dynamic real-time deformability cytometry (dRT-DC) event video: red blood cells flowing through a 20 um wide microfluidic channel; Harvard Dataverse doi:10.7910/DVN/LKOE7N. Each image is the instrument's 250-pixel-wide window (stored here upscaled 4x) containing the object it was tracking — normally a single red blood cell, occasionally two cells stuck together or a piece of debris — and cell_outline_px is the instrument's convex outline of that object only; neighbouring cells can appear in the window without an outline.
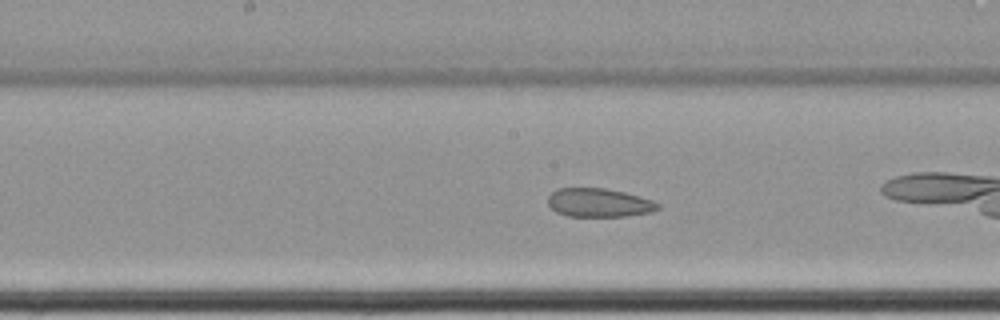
{"species": "common noctule bat (a hibernating species)", "species_latin": "Nyctalus noctula", "temperature_condition": "cold", "stored_images_in_passage": 29, "camera_frame_rate_fps": 3000, "um_per_image_px": 0.085, "animal": {"sex": "female", "body_mass_g": 22.7, "forearm_length_mm": 54.2}, "frame": {"image": 1, "passage_image": 13, "time_ms": 4.0, "image_size_px": [1000, 320], "cell_outline_px": [[660, 208], [652, 212], [624, 216], [568, 216], [556, 212], [548, 204], [548, 196], [556, 188], [604, 188], [624, 192], [640, 196], [652, 200], [660, 204]], "centroid_in_image_um": [50.91, 17.22], "position_along_channel_um": 197.3, "area_um2": 18.38}}